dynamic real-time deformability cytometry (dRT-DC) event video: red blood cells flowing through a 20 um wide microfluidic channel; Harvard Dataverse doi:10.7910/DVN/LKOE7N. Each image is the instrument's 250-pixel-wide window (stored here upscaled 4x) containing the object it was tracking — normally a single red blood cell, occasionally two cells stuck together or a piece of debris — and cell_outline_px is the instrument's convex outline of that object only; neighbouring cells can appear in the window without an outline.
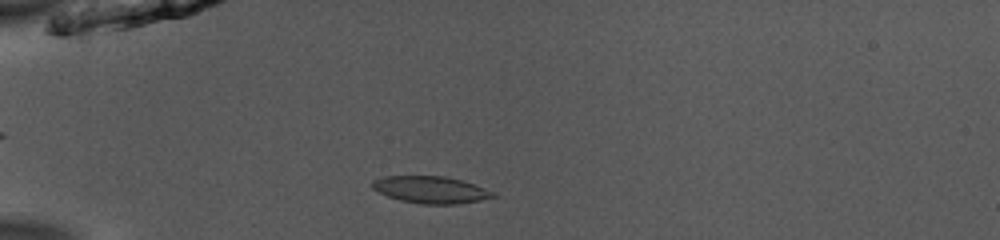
{"species": "common noctule bat (a hibernating species)", "species_latin": "Nyctalus noctula", "temperature_condition": "room temperature", "stored_images_in_passage": 37, "camera_frame_rate_fps": 3000, "um_per_image_px": 0.085, "animal": {"sex": "male", "body_mass_g": 13.0, "forearm_length_mm": 53.1}, "frame": {"image": 1, "passage_image": 4, "time_ms": 1.0, "image_size_px": [1000, 240], "cell_outline_px": [[496, 196], [480, 200], [456, 204], [420, 204], [400, 200], [388, 196], [372, 188], [372, 180], [384, 176], [444, 176], [460, 180], [484, 188], [492, 192]], "centroid_in_image_um": [36.57, 16.13], "position_along_channel_um": 48.4, "area_um2": 18.73}}
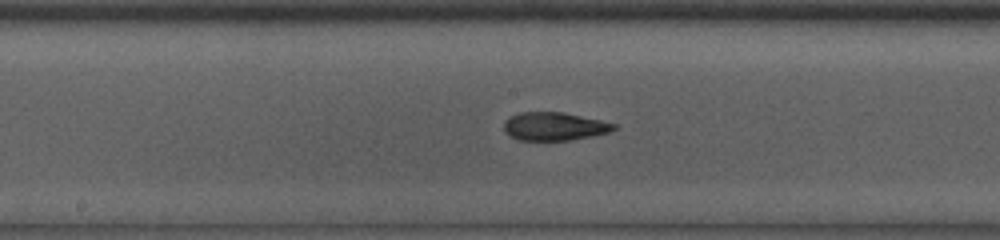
{"frame": {"image": 2, "passage_image": 17, "time_ms": 5.333, "image_size_px": [1000, 240], "cell_outline_px": [[616, 128], [608, 132], [592, 136], [568, 140], [516, 140], [504, 132], [504, 120], [508, 116], [520, 112], [564, 112], [600, 120], [616, 124]], "centroid_in_image_um": [47.05, 10.73], "position_along_channel_um": 201.1, "area_um2": 18.15}}
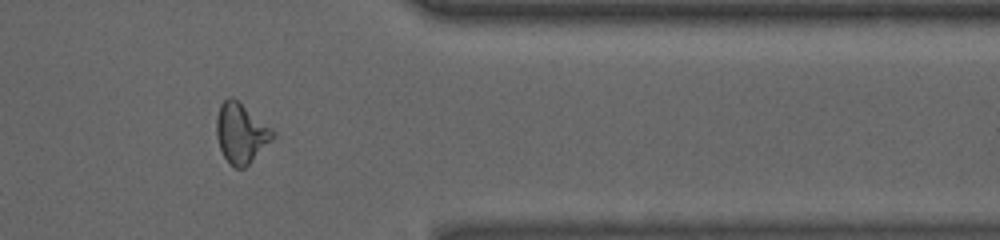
{"frame": {"image": 3, "passage_image": 32, "time_ms": 10.333, "image_size_px": [1000, 240], "cell_outline_px": [[276, 136], [244, 168], [236, 168], [224, 156], [220, 148], [216, 136], [216, 120], [220, 104], [228, 96], [232, 96], [272, 128], [276, 132]], "centroid_in_image_um": [20.48, 11.29], "position_along_channel_um": 390.9, "area_um2": 19.48}, "authors_computed_cell_mechanics": {"area_um2": 18.7272, "velocity_mm_per_s": 3.9723, "shape_relaxation_time_tau1_ms": null, "shape_relaxation_time_tau2_ms": 1.627, "deformation_change_tau1": null, "deformation_change_tau2": 0.0906}}